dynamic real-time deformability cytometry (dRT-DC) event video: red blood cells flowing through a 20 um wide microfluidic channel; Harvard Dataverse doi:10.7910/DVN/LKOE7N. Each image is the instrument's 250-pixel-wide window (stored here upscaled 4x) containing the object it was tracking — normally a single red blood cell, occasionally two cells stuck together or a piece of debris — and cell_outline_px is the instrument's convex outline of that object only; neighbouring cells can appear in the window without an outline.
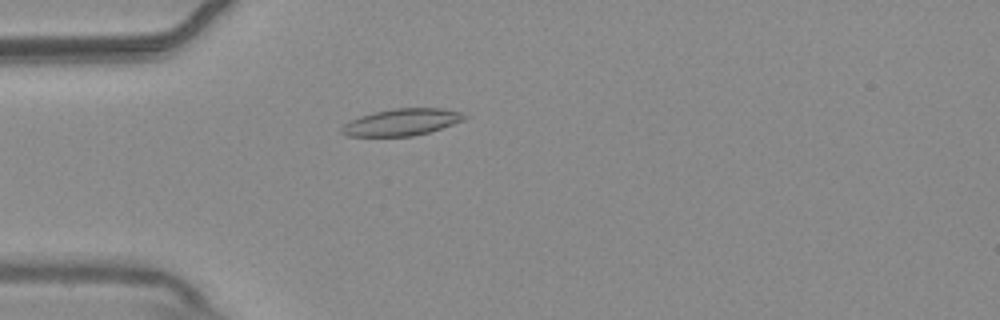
{"species": "common noctule bat (a hibernating species)", "species_latin": "Nyctalus noctula", "temperature_condition": "warm", "stored_images_in_passage": 43, "camera_frame_rate_fps": 3000, "um_per_image_px": 0.085, "animal": {"sex": "male", "body_mass_g": 20.4}, "frame": {"image": 1, "passage_image": 3, "time_ms": 0.667, "image_size_px": [1000, 320], "cell_outline_px": [[468, 116], [464, 120], [428, 132], [412, 136], [344, 136], [340, 132], [340, 128], [344, 124], [360, 116], [372, 112], [392, 108], [440, 108], [460, 112]], "centroid_in_image_um": [34.1, 10.38], "position_along_channel_um": 50.9, "area_um2": 19.13}}
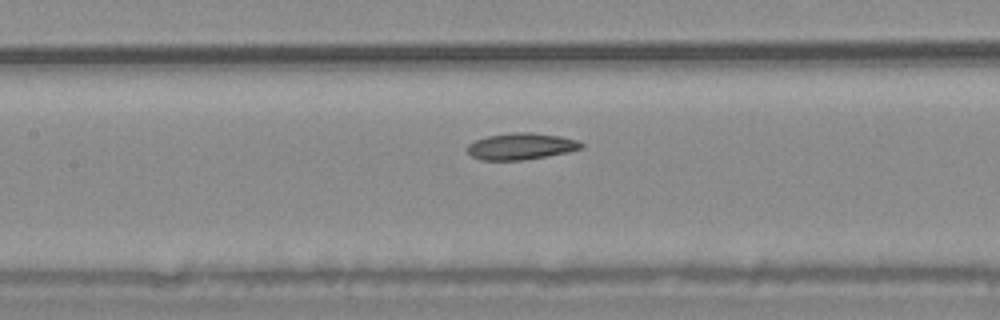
{"frame": {"image": 2, "passage_image": 13, "time_ms": 4.0, "image_size_px": [1000, 320], "cell_outline_px": [[584, 148], [568, 152], [524, 160], [480, 160], [472, 156], [464, 148], [468, 144], [476, 140], [488, 136], [512, 132], [528, 132], [560, 136], [580, 140], [584, 144]], "centroid_in_image_um": [44.3, 12.44], "position_along_channel_um": 163.1, "area_um2": 17.8}}
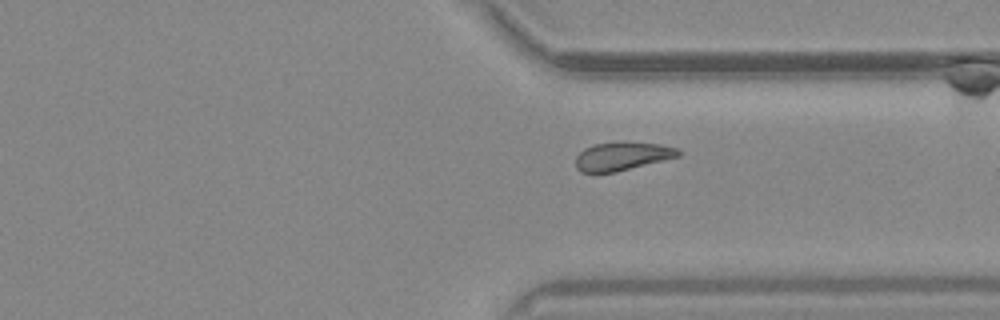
{"frame": {"image": 3, "passage_image": 29, "time_ms": 9.333, "image_size_px": [1000, 320], "cell_outline_px": [[680, 156], [616, 172], [580, 172], [576, 168], [576, 156], [584, 148], [592, 144], [660, 144], [676, 148], [680, 152]], "centroid_in_image_um": [52.85, 13.32], "position_along_channel_um": 358.6, "area_um2": 16.3}}